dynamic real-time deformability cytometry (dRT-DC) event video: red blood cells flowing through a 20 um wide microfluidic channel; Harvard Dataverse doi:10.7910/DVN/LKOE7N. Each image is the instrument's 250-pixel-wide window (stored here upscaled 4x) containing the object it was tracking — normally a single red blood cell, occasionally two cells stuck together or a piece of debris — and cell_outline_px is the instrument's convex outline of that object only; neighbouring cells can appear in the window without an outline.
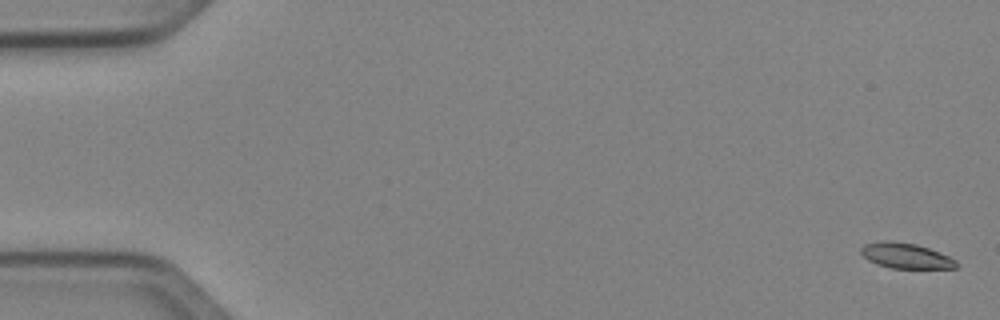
{"species": "Egyptian fruit bat (a non-hibernating species)", "species_latin": "Rousettus aegyptiacus", "temperature_condition": "cold", "stored_images_in_passage": 51, "camera_frame_rate_fps": 3000, "um_per_image_px": 0.085, "animal": {"sex": "female"}, "frame": {"image": 1, "passage_image": 1, "time_ms": 0.0, "image_size_px": [1000, 320], "cell_outline_px": [[960, 264], [956, 268], [892, 268], [876, 264], [868, 260], [860, 252], [860, 248], [864, 244], [884, 240], [888, 240], [916, 244], [940, 252], [956, 260]], "centroid_in_image_um": [76.99, 21.73], "position_along_channel_um": 8.0, "area_um2": 14.16}}
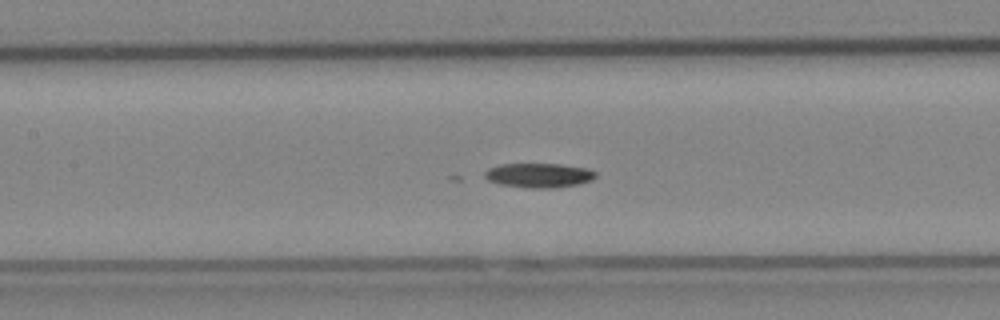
{"frame": {"image": 2, "passage_image": 24, "time_ms": 7.667, "image_size_px": [1000, 320], "cell_outline_px": [[596, 176], [592, 180], [580, 184], [556, 188], [528, 188], [500, 184], [488, 180], [484, 176], [484, 172], [488, 168], [500, 164], [560, 164], [588, 168], [596, 172]], "centroid_in_image_um": [45.82, 14.9], "position_along_channel_um": 161.6, "area_um2": 15.95}}
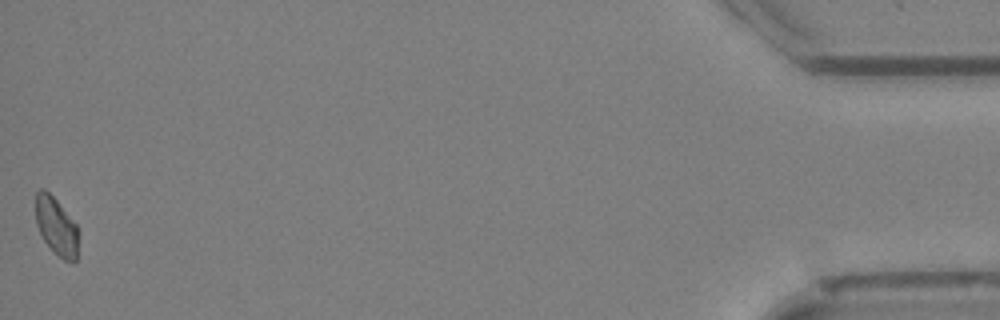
{"frame": {"image": 3, "passage_image": 51, "time_ms": 16.667, "image_size_px": [1000, 320], "cell_outline_px": [[76, 260], [72, 264], [64, 260], [44, 240], [36, 224], [36, 192], [40, 188], [44, 188], [56, 200], [76, 224]], "centroid_in_image_um": [4.76, 19.21], "position_along_channel_um": 430.4, "area_um2": 13.87}}